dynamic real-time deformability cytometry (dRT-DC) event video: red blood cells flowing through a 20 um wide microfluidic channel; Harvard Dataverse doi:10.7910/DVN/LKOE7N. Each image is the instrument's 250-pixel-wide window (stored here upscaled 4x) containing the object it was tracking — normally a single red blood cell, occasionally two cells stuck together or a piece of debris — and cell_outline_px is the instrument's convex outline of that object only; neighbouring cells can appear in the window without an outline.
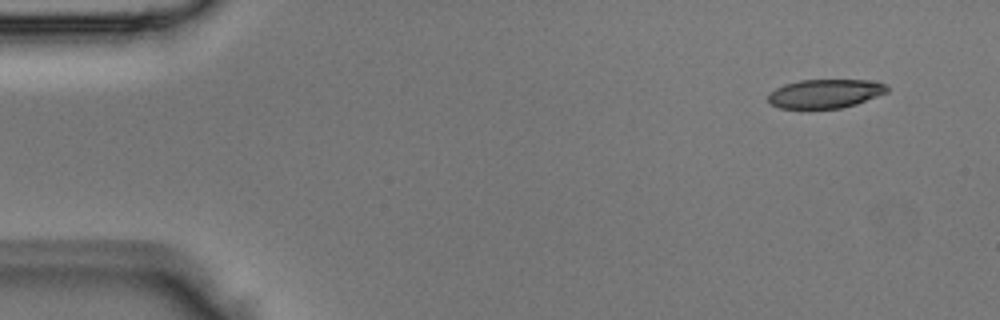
{"species": "Egyptian fruit bat (a non-hibernating species)", "species_latin": "Rousettus aegyptiacus", "temperature_condition": "room temperature", "stored_images_in_passage": 3, "camera_frame_rate_fps": 3000, "um_per_image_px": 0.085, "animal": {"sex": "male"}, "frame": {"image": 1, "passage_image": 1, "time_ms": 0.0, "image_size_px": [1000, 320], "cell_outline_px": [[888, 92], [856, 104], [840, 108], [780, 108], [772, 104], [768, 100], [768, 96], [776, 88], [784, 84], [800, 80], [868, 80], [884, 84], [888, 88]], "centroid_in_image_um": [70.14, 7.95], "position_along_channel_um": 14.9, "area_um2": 19.77}}